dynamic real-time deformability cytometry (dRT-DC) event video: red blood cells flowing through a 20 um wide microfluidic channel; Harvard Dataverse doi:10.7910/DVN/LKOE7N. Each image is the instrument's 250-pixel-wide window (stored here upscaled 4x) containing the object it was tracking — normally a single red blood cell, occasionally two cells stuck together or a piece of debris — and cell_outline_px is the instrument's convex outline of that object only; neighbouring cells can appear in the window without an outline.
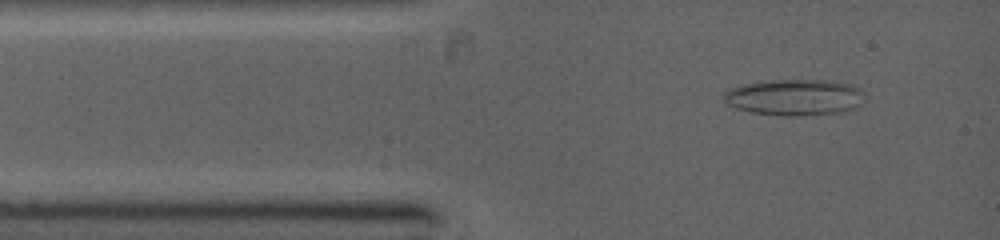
{"species": "common noctule bat (a hibernating species)", "species_latin": "Nyctalus noctula", "temperature_condition": "warm", "stored_images_in_passage": 5, "camera_frame_rate_fps": 5000, "um_per_image_px": 0.085, "animal": {"sex": "female", "body_mass_g": 19.0, "forearm_length_mm": 53.3}, "frame": {"image": 1, "passage_image": 3, "time_ms": 0.8, "image_size_px": [1000, 240], "cell_outline_px": [[864, 92], [860, 104], [852, 108], [836, 112], [788, 116], [784, 116], [752, 112], [736, 108], [728, 104], [724, 100], [724, 92], [732, 88], [744, 84], [764, 80], [836, 80], [852, 84], [860, 88]], "centroid_in_image_um": [67.53, 8.24], "position_along_channel_um": 17.5, "area_um2": 29.54}}